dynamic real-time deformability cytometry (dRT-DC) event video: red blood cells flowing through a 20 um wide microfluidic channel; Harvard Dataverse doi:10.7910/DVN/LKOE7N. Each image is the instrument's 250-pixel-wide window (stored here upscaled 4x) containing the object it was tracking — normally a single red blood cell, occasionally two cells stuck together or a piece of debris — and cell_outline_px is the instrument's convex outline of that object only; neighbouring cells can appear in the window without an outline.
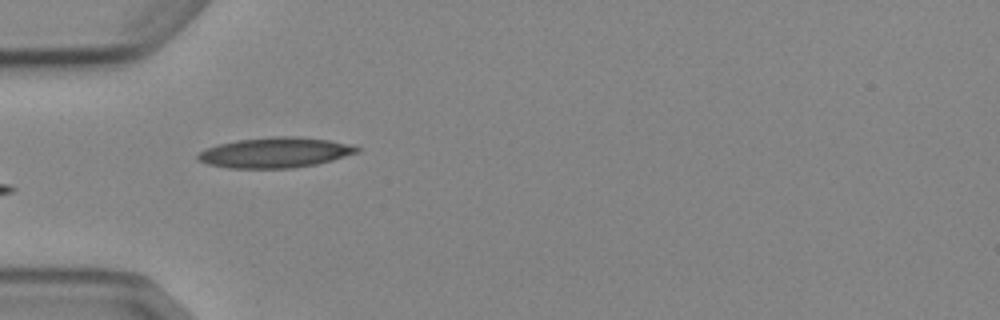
{"species": "Egyptian fruit bat (a non-hibernating species)", "species_latin": "Rousettus aegyptiacus", "temperature_condition": "cold", "stored_images_in_passage": 6, "camera_frame_rate_fps": 3000, "um_per_image_px": 0.085, "animal": {"sex": "female"}, "frame": {"image": 1, "passage_image": 5, "time_ms": 4.667, "image_size_px": [1000, 320], "cell_outline_px": [[360, 152], [332, 160], [316, 164], [292, 168], [228, 168], [208, 164], [196, 160], [196, 156], [200, 152], [216, 144], [236, 140], [272, 136], [300, 136], [328, 140], [348, 144], [360, 148]], "centroid_in_image_um": [23.37, 12.96], "position_along_channel_um": 61.6, "area_um2": 28.21}}
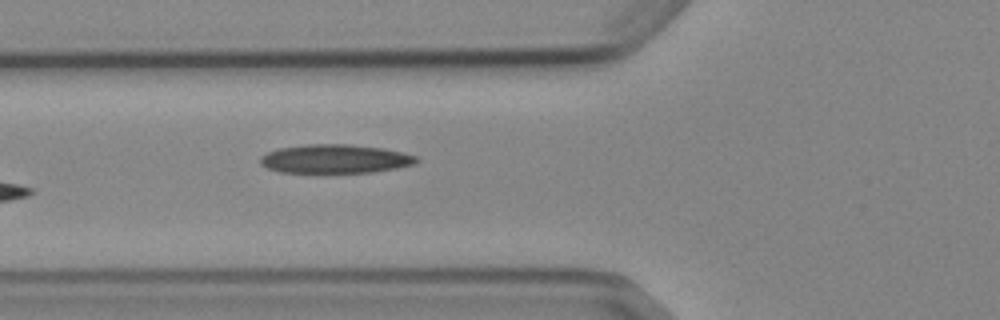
{"frame": {"image": 2, "passage_image": 6, "time_ms": 5.667, "image_size_px": [1000, 320], "cell_outline_px": [[420, 160], [416, 164], [396, 168], [372, 172], [316, 176], [280, 172], [268, 168], [260, 164], [260, 156], [268, 152], [280, 148], [308, 144], [348, 144], [384, 148], [416, 156]], "centroid_in_image_um": [28.44, 13.56], "position_along_channel_um": 97.4, "area_um2": 27.4}}